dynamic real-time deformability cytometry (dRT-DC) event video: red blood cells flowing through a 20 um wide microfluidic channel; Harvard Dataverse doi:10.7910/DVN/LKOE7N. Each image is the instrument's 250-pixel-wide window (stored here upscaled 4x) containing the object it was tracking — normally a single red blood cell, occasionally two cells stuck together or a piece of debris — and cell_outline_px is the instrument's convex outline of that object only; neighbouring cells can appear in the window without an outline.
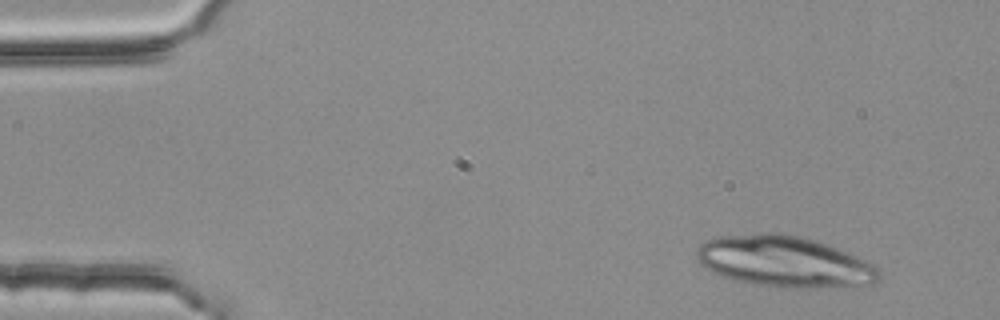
{"species": "common noctule bat (a hibernating species)", "species_latin": "Nyctalus noctula", "temperature_condition": "room temperature", "stored_images_in_passage": 3, "camera_frame_rate_fps": 3000, "um_per_image_px": 0.085, "animal": {"sex": "female", "body_mass_g": 25.1}, "frame": {"image": 1, "passage_image": 1, "time_ms": 0.0, "image_size_px": [1000, 320], "cell_outline_px": [[880, 280], [876, 284], [836, 288], [796, 288], [752, 284], [720, 276], [712, 272], [700, 264], [696, 256], [696, 252], [700, 244], [708, 240], [720, 236], [768, 232], [780, 232], [800, 236], [816, 240], [828, 244], [848, 252], [880, 268]], "centroid_in_image_um": [66.72, 22.24], "position_along_channel_um": 18.3, "area_um2": 54.97}}